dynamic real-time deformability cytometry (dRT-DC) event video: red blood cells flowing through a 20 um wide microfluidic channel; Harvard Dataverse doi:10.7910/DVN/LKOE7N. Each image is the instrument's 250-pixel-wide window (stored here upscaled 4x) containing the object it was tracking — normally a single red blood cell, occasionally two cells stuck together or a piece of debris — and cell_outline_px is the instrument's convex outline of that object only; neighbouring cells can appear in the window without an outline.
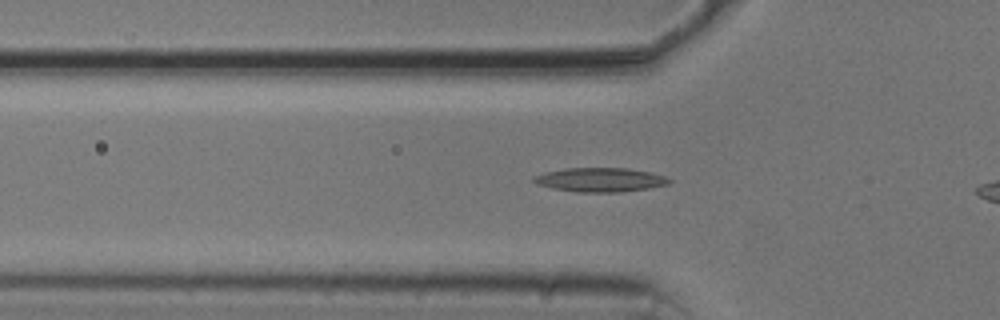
{"species": "common noctule bat (a hibernating species)", "species_latin": "Nyctalus noctula", "temperature_condition": "cold", "stored_images_in_passage": 41, "camera_frame_rate_fps": 3000, "um_per_image_px": 0.085, "animal": {"sex": "male", "body_mass_g": 20.5, "forearm_length_mm": 52.5}, "frame": {"image": 1, "passage_image": 12, "time_ms": 3.667, "image_size_px": [1000, 320], "cell_outline_px": [[672, 180], [668, 184], [648, 188], [620, 192], [580, 192], [552, 188], [536, 184], [532, 180], [532, 176], [544, 172], [564, 168], [628, 168], [648, 172], [664, 176]], "centroid_in_image_um": [50.96, 15.28], "position_along_channel_um": 74.8, "area_um2": 18.96}}
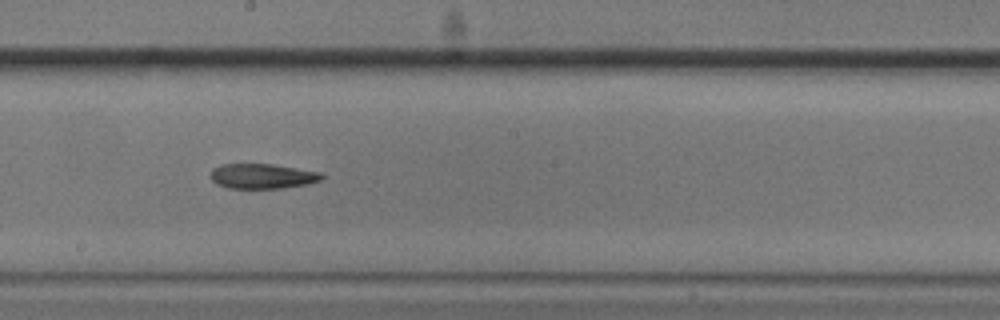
{"frame": {"image": 2, "passage_image": 24, "time_ms": 7.667, "image_size_px": [1000, 320], "cell_outline_px": [[324, 176], [320, 180], [308, 184], [280, 188], [228, 188], [216, 184], [212, 180], [212, 168], [220, 164], [272, 164], [320, 172]], "centroid_in_image_um": [22.28, 14.97], "position_along_channel_um": 225.9, "area_um2": 16.07}}
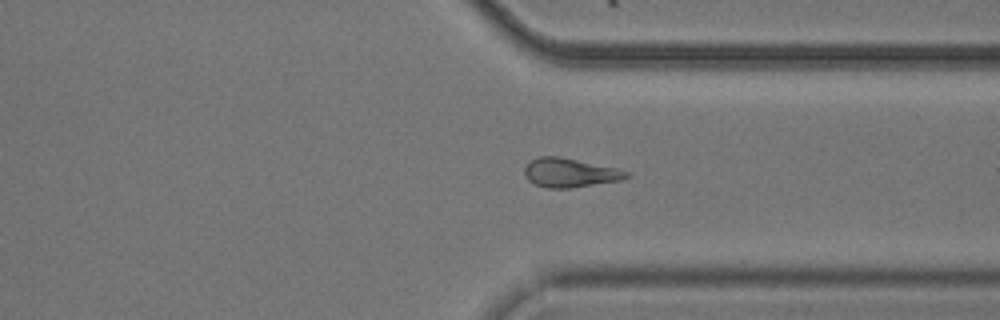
{"frame": {"image": 3, "passage_image": 35, "time_ms": 11.333, "image_size_px": [1000, 320], "cell_outline_px": [[632, 176], [620, 180], [568, 188], [544, 188], [532, 184], [528, 180], [524, 172], [524, 168], [532, 160], [540, 156], [560, 156], [616, 168], [632, 172]], "centroid_in_image_um": [48.45, 14.68], "position_along_channel_um": 363.0, "area_um2": 17.28}}